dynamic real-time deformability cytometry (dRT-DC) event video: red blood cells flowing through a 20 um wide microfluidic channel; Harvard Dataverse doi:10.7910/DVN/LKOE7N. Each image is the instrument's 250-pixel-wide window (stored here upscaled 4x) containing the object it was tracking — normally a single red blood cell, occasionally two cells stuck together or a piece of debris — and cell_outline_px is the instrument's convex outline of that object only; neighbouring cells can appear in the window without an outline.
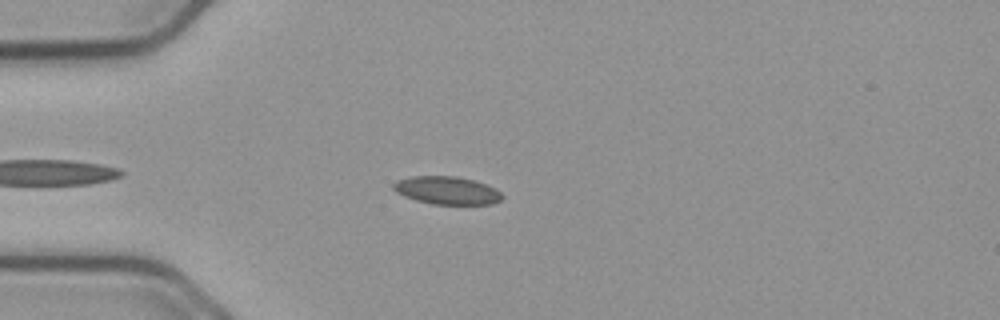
{"species": "common noctule bat (a hibernating species)", "species_latin": "Nyctalus noctula", "temperature_condition": "cold", "stored_images_in_passage": 36, "camera_frame_rate_fps": 3000, "um_per_image_px": 0.085, "animal": {"sex": "male", "body_mass_g": 23.1, "forearm_length_mm": 52.7}, "frame": {"image": 1, "passage_image": 6, "time_ms": 1.667, "image_size_px": [1000, 320], "cell_outline_px": [[504, 196], [500, 200], [492, 204], [432, 204], [416, 200], [404, 196], [396, 192], [392, 188], [392, 184], [396, 180], [412, 176], [456, 176], [472, 180], [496, 188]], "centroid_in_image_um": [37.96, 16.18], "position_along_channel_um": 47.0, "area_um2": 17.69}}
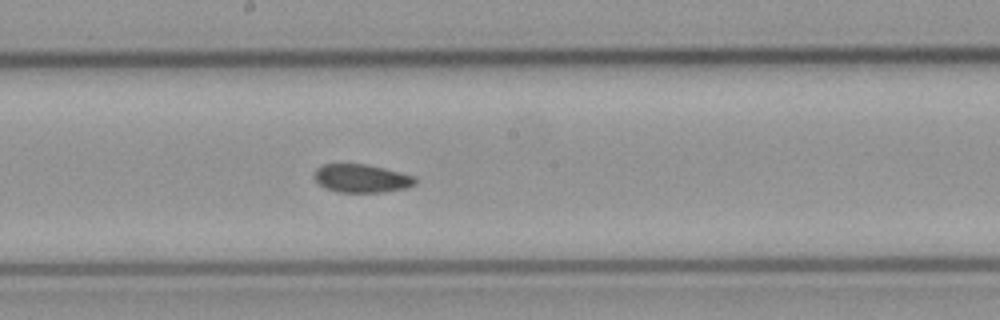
{"frame": {"image": 2, "passage_image": 21, "time_ms": 6.667, "image_size_px": [1000, 320], "cell_outline_px": [[416, 184], [408, 188], [384, 192], [336, 192], [324, 188], [316, 184], [312, 176], [316, 168], [320, 164], [364, 164], [384, 168], [416, 176]], "centroid_in_image_um": [30.68, 15.17], "position_along_channel_um": 217.5, "area_um2": 17.05}}
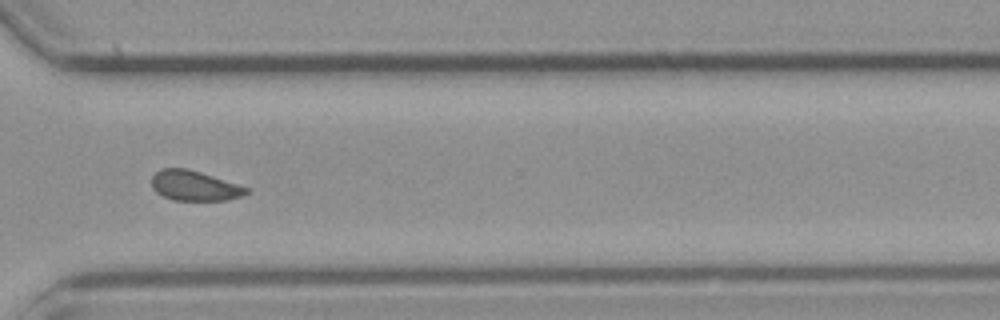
{"frame": {"image": 3, "passage_image": 32, "time_ms": 10.333, "image_size_px": [1000, 320], "cell_outline_px": [[248, 192], [240, 196], [228, 200], [172, 200], [156, 192], [152, 188], [152, 176], [160, 168], [188, 168], [248, 188]], "centroid_in_image_um": [16.47, 15.78], "position_along_channel_um": 354.1, "area_um2": 16.36}, "authors_computed_cell_mechanics": {"area_um2": 17.34, "velocity_mm_per_s": 3.729, "shape_relaxation_time_tau1_ms": null, "shape_relaxation_time_tau2_ms": 2.4123, "deformation_change_tau1": null, "deformation_change_tau2": 0.0605}}